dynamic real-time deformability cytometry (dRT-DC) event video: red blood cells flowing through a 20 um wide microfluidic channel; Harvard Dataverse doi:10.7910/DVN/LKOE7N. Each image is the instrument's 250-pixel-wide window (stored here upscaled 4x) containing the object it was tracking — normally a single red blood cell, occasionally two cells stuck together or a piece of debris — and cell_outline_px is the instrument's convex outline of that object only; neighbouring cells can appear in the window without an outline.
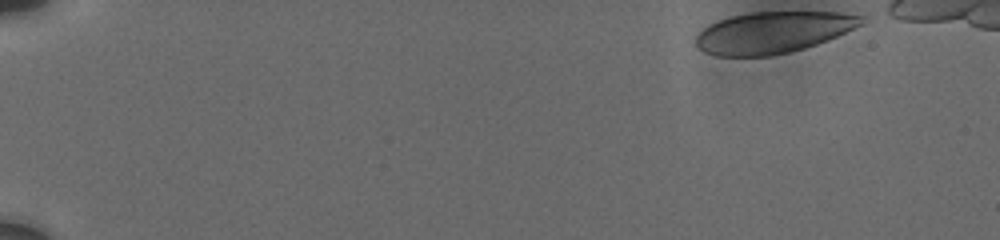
{"species": "human", "species_latin": "Homo sapiens", "temperature_condition": "cold", "stored_images_in_passage": 9, "camera_frame_rate_fps": 3000, "um_per_image_px": 0.085, "donor": {"sex": "male"}, "frame": {"image": 1, "passage_image": 1, "time_ms": 0.0, "image_size_px": [1000, 240], "cell_outline_px": [[864, 16], [860, 24], [828, 40], [804, 48], [788, 52], [768, 56], [716, 56], [704, 52], [696, 44], [696, 32], [708, 24], [716, 20], [728, 16], [752, 12], [840, 12]], "centroid_in_image_um": [65.61, 2.75], "position_along_channel_um": 19.4, "area_um2": 39.94}}
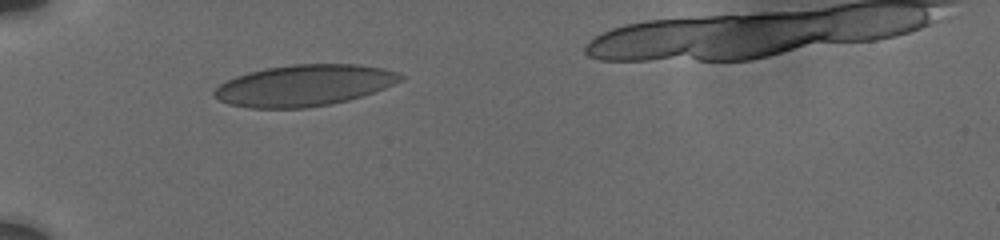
{"frame": {"image": 2, "passage_image": 8, "time_ms": 4.667, "image_size_px": [1000, 240], "cell_outline_px": [[404, 80], [364, 96], [332, 104], [304, 108], [248, 108], [228, 104], [212, 96], [212, 92], [220, 84], [236, 76], [248, 72], [264, 68], [292, 64], [360, 64], [384, 68], [400, 72], [404, 76]], "centroid_in_image_um": [25.88, 7.26], "position_along_channel_um": 59.1, "area_um2": 45.26}}